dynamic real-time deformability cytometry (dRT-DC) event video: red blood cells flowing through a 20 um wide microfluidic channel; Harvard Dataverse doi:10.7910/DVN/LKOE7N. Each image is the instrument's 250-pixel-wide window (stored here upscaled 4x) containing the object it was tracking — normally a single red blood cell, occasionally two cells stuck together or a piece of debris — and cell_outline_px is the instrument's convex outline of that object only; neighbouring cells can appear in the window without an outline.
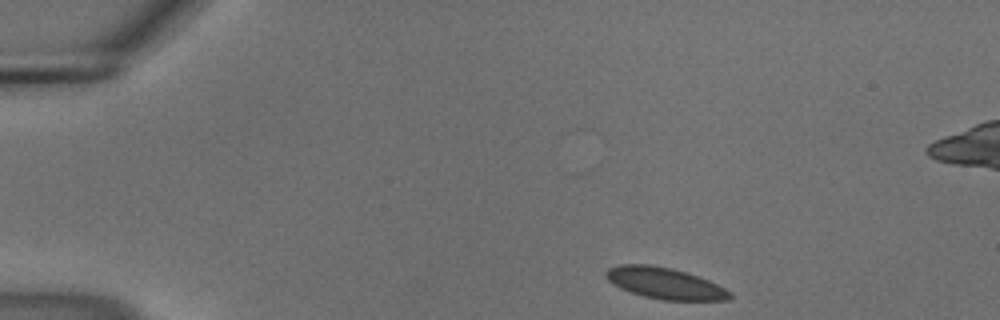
{"species": "common noctule bat (a hibernating species)", "species_latin": "Nyctalus noctula", "temperature_condition": "cold", "stored_images_in_passage": 48, "camera_frame_rate_fps": 3000, "um_per_image_px": 0.085, "animal": {"sex": "male", "body_mass_g": 18.8}, "frame": {"image": 1, "passage_image": 1, "time_ms": 0.0, "image_size_px": [1000, 320], "cell_outline_px": [[732, 296], [728, 300], [660, 300], [644, 296], [620, 288], [612, 284], [604, 276], [604, 272], [608, 268], [620, 264], [648, 264], [672, 268], [688, 272], [708, 280], [732, 292]], "centroid_in_image_um": [56.49, 24.07], "position_along_channel_um": 28.5, "area_um2": 22.72}}
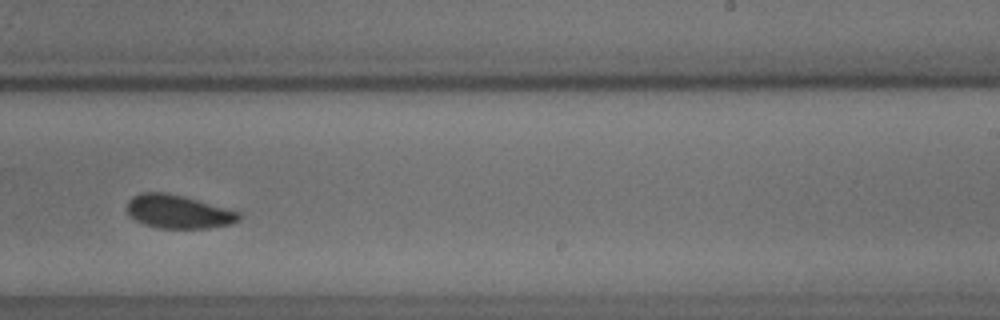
{"frame": {"image": 2, "passage_image": 27, "time_ms": 8.667, "image_size_px": [1000, 320], "cell_outline_px": [[240, 220], [228, 224], [208, 228], [160, 228], [144, 224], [136, 220], [128, 212], [128, 200], [132, 196], [140, 192], [168, 192], [184, 196], [240, 212]], "centroid_in_image_um": [15.14, 17.98], "position_along_channel_um": 273.9, "area_um2": 21.68}}
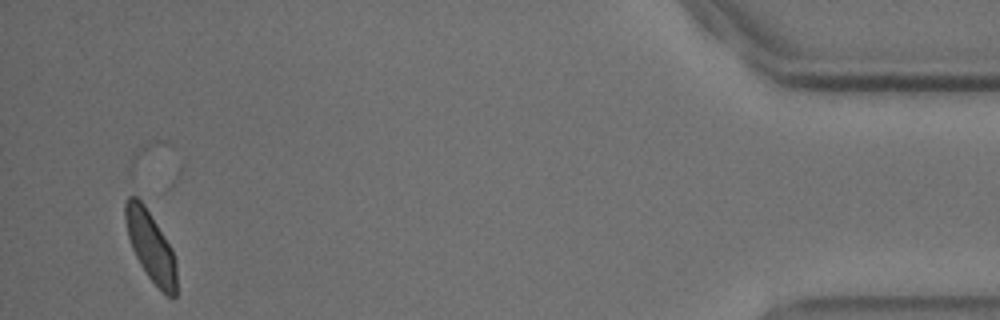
{"frame": {"image": 3, "passage_image": 45, "time_ms": 14.667, "image_size_px": [1000, 320], "cell_outline_px": [[176, 296], [172, 300], [148, 276], [140, 264], [132, 248], [128, 236], [124, 220], [124, 204], [128, 196], [136, 196], [144, 204], [172, 248], [176, 260]], "centroid_in_image_um": [12.8, 20.91], "position_along_channel_um": 422.4, "area_um2": 20.81}}